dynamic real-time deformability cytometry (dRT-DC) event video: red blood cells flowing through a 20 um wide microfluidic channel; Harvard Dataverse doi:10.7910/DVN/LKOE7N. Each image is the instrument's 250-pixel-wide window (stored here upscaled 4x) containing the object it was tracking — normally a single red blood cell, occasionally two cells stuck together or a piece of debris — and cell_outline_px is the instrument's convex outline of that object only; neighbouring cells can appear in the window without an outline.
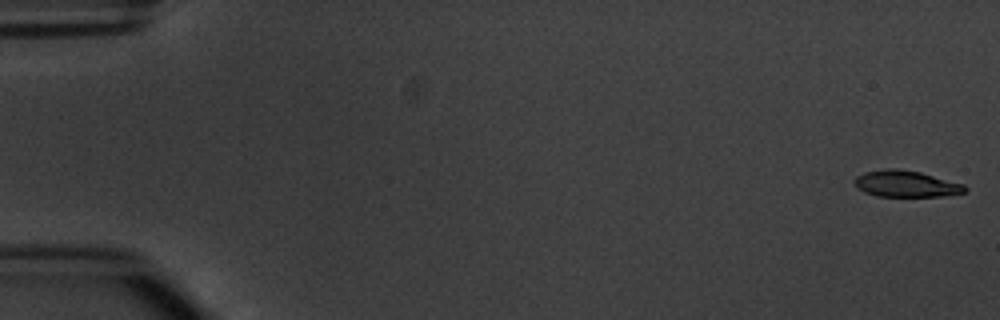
{"species": "common noctule bat (a hibernating species)", "species_latin": "Nyctalus noctula", "temperature_condition": "warm", "stored_images_in_passage": 5, "camera_frame_rate_fps": 3000, "um_per_image_px": 0.085, "animal": {"sex": "male", "body_mass_g": 20.1, "forearm_length_mm": 53.5}, "frame": {"image": 1, "passage_image": 1, "time_ms": 0.0, "image_size_px": [1000, 320], "cell_outline_px": [[968, 192], [940, 196], [876, 196], [864, 192], [856, 188], [852, 180], [856, 176], [864, 172], [888, 168], [896, 168], [920, 172], [964, 184], [968, 188]], "centroid_in_image_um": [76.98, 15.62], "position_along_channel_um": 8.0, "area_um2": 17.17}}